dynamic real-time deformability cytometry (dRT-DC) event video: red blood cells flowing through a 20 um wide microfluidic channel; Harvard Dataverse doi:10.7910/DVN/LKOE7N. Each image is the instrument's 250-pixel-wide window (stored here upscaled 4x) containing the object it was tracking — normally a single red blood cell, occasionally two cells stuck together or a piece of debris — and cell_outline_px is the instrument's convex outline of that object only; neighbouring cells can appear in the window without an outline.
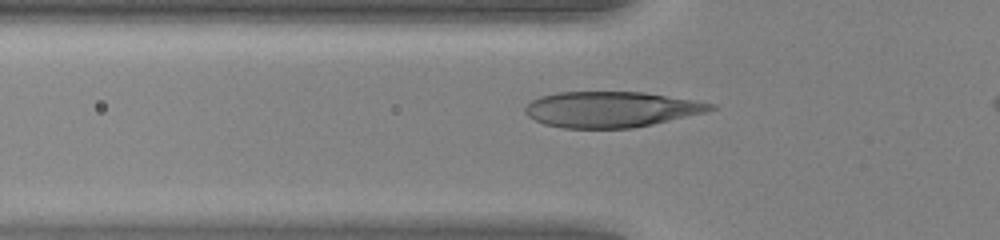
{"species": "human", "species_latin": "Homo sapiens", "temperature_condition": "warm", "stored_images_in_passage": 37, "camera_frame_rate_fps": 3000, "um_per_image_px": 0.085, "donor": {"sex": "female"}, "frame": {"image": 1, "passage_image": 10, "time_ms": 3.0, "image_size_px": [1000, 240], "cell_outline_px": [[716, 108], [704, 112], [652, 124], [632, 128], [564, 128], [544, 124], [528, 116], [524, 112], [524, 108], [532, 100], [540, 96], [556, 92], [644, 92], [716, 104]], "centroid_in_image_um": [51.9, 9.29], "position_along_channel_um": 73.9, "area_um2": 38.32}}
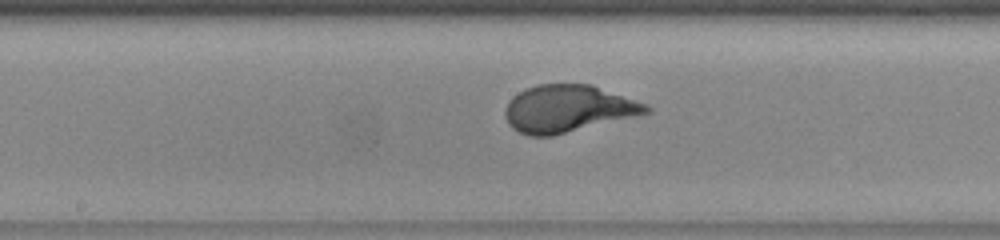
{"frame": {"image": 2, "passage_image": 19, "time_ms": 6.0, "image_size_px": [1000, 240], "cell_outline_px": [[652, 112], [636, 116], [552, 136], [528, 136], [512, 128], [508, 124], [504, 116], [504, 108], [508, 100], [512, 96], [524, 88], [536, 84], [592, 84], [644, 104], [652, 108]], "centroid_in_image_um": [48.21, 9.23], "position_along_channel_um": 200.0, "area_um2": 38.9}}
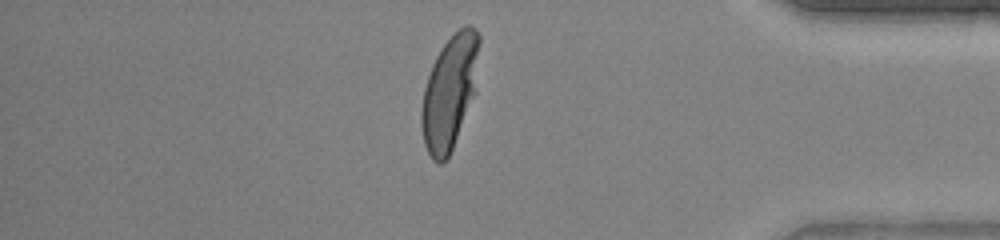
{"frame": {"image": 3, "passage_image": 35, "time_ms": 11.333, "image_size_px": [1000, 240], "cell_outline_px": [[480, 40], [476, 92], [452, 148], [448, 156], [440, 164], [436, 164], [432, 160], [424, 144], [420, 124], [420, 112], [424, 88], [432, 64], [440, 48], [464, 24], [472, 24], [476, 28], [480, 36]], "centroid_in_image_um": [38.22, 7.8], "position_along_channel_um": 397.0, "area_um2": 38.61}}